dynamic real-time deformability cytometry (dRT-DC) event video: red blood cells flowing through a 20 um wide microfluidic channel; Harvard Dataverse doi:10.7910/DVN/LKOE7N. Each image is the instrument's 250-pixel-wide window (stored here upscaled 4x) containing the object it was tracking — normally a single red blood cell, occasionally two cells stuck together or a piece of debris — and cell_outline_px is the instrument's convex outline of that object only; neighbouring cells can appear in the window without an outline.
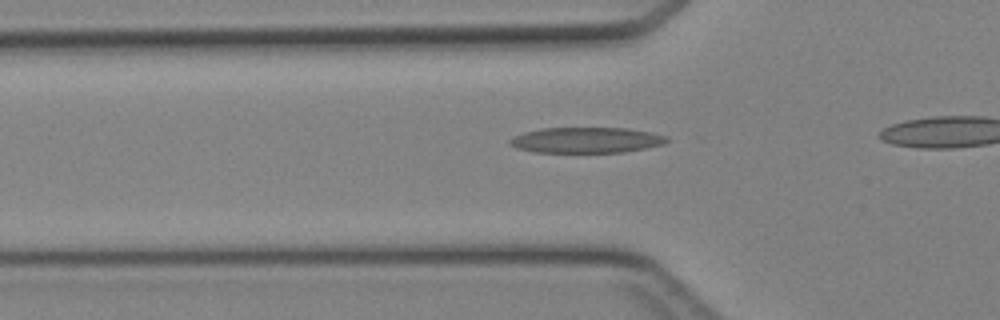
{"species": "Egyptian fruit bat (a non-hibernating species)", "species_latin": "Rousettus aegyptiacus", "temperature_condition": "cold", "stored_images_in_passage": 29, "camera_frame_rate_fps": 3000, "um_per_image_px": 0.085, "animal": {"sex": "female"}, "frame": {"image": 1, "passage_image": 8, "time_ms": 2.333, "image_size_px": [1000, 320], "cell_outline_px": [[668, 140], [664, 144], [624, 152], [536, 152], [516, 148], [508, 144], [508, 140], [512, 136], [524, 132], [540, 128], [628, 128], [652, 132], [668, 136]], "centroid_in_image_um": [49.81, 11.9], "position_along_channel_um": 76.0, "area_um2": 23.58}}
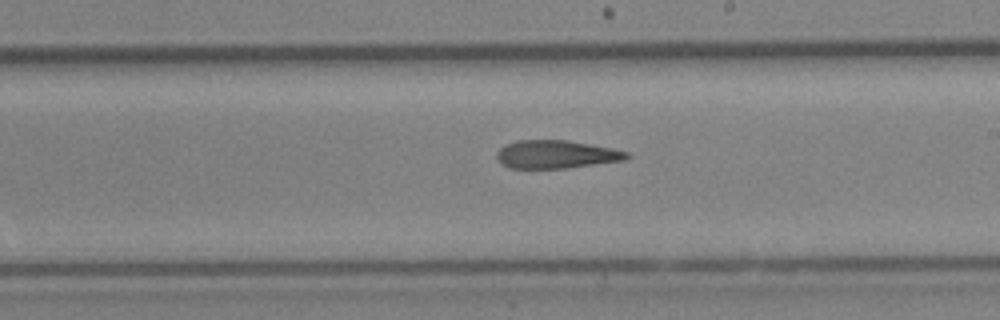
{"frame": {"image": 2, "passage_image": 19, "time_ms": 6.0, "image_size_px": [1000, 320], "cell_outline_px": [[632, 156], [628, 160], [568, 168], [508, 168], [496, 156], [496, 152], [500, 148], [516, 140], [568, 140], [612, 148], [628, 152]], "centroid_in_image_um": [47.34, 13.12], "position_along_channel_um": 241.7, "area_um2": 21.39}}
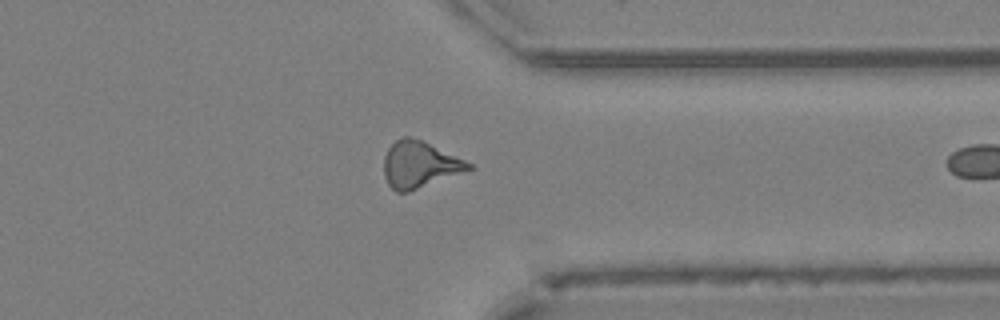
{"frame": {"image": 3, "passage_image": 28, "time_ms": 9.0, "image_size_px": [1000, 320], "cell_outline_px": [[476, 168], [408, 192], [396, 192], [388, 184], [384, 176], [384, 156], [388, 148], [396, 140], [404, 136], [412, 136], [464, 160], [472, 164]], "centroid_in_image_um": [35.65, 14.0], "position_along_channel_um": 375.8, "area_um2": 22.83}}